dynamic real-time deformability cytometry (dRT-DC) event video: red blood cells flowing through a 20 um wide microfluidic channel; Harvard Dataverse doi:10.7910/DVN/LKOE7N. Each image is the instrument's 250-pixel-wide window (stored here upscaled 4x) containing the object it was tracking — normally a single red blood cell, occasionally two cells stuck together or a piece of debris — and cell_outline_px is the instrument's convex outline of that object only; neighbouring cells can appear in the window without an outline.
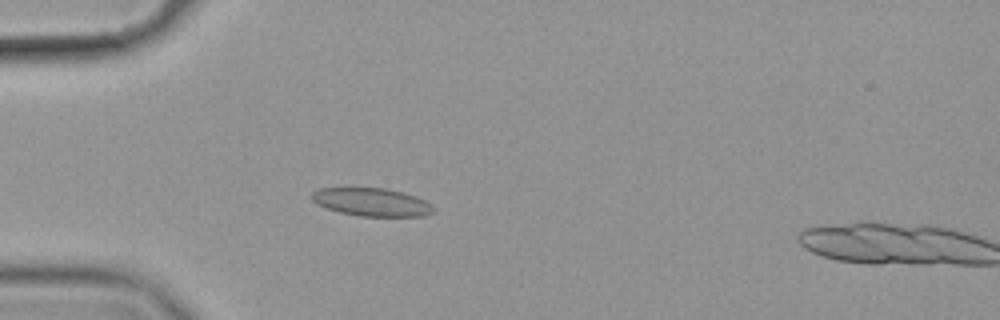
{"species": "common noctule bat (a hibernating species)", "species_latin": "Nyctalus noctula", "temperature_condition": "cold", "stored_images_in_passage": 17, "camera_frame_rate_fps": 3000, "um_per_image_px": 0.085, "animal": {"sex": "female", "body_mass_g": 19.9}, "frame": {"image": 1, "passage_image": 15, "time_ms": 4.667, "image_size_px": [1000, 320], "cell_outline_px": [[436, 212], [424, 216], [360, 216], [340, 212], [316, 204], [312, 200], [312, 192], [320, 188], [384, 188], [404, 192], [416, 196], [424, 200], [436, 208]], "centroid_in_image_um": [31.64, 17.18], "position_along_channel_um": 53.4, "area_um2": 19.94}}